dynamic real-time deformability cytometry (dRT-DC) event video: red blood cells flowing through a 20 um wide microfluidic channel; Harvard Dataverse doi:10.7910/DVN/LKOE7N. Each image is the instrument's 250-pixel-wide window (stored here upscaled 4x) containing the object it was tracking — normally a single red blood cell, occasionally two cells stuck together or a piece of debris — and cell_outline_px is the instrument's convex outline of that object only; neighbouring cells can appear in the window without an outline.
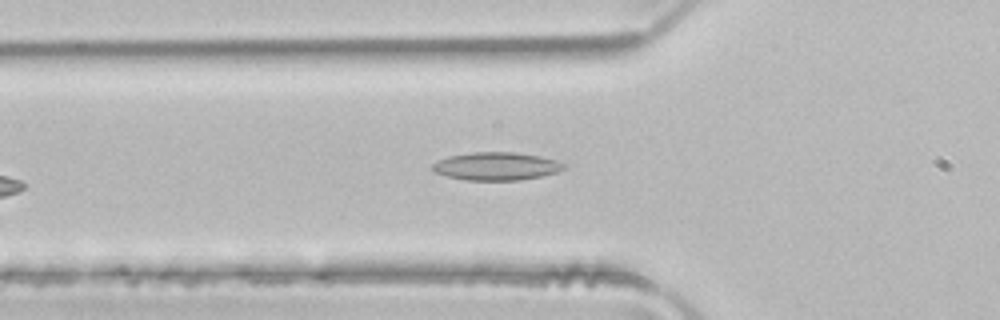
{"species": "common noctule bat (a hibernating species)", "species_latin": "Nyctalus noctula", "temperature_condition": "room temperature", "stored_images_in_passage": 4, "camera_frame_rate_fps": 3000, "um_per_image_px": 0.085, "animal": {"sex": "male", "body_mass_g": 21.5, "forearm_length_mm": 52.0}, "frame": {"image": 1, "passage_image": 4, "time_ms": 1.0, "image_size_px": [1000, 320], "cell_outline_px": [[564, 168], [556, 172], [540, 176], [520, 180], [464, 180], [448, 176], [436, 172], [432, 168], [432, 164], [448, 156], [472, 152], [512, 152], [540, 156], [556, 160], [564, 164]], "centroid_in_image_um": [42.18, 14.12], "position_along_channel_um": 83.6, "area_um2": 21.15}}